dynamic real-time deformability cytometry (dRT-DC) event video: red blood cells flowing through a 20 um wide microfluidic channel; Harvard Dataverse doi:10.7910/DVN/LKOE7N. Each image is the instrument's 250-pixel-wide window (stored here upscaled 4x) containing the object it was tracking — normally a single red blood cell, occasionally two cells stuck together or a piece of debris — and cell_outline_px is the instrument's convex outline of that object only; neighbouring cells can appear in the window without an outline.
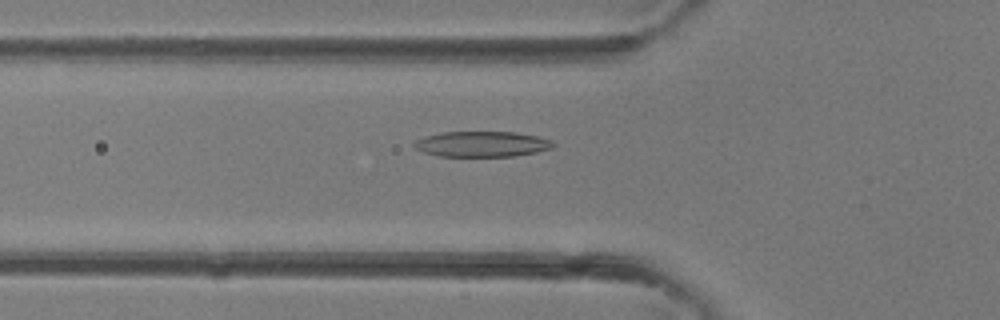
{"species": "common noctule bat (a hibernating species)", "species_latin": "Nyctalus noctula", "temperature_condition": "room temperature", "stored_images_in_passage": 42, "camera_frame_rate_fps": 3000, "um_per_image_px": 0.085, "animal": {"sex": "female"}, "frame": {"image": 1, "passage_image": 15, "time_ms": 4.667, "image_size_px": [1000, 320], "cell_outline_px": [[556, 144], [552, 148], [536, 152], [516, 156], [440, 156], [424, 152], [416, 148], [412, 144], [416, 140], [424, 136], [444, 132], [516, 132], [536, 136], [552, 140]], "centroid_in_image_um": [40.98, 12.24], "position_along_channel_um": 84.8, "area_um2": 20.63}}
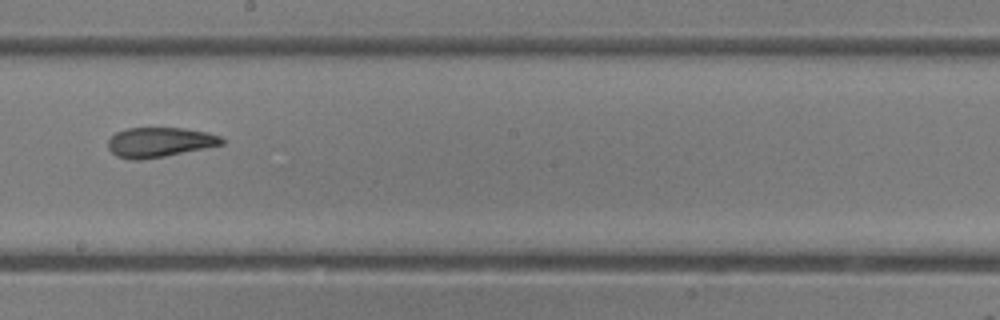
{"frame": {"image": 2, "passage_image": 24, "time_ms": 7.667, "image_size_px": [1000, 320], "cell_outline_px": [[224, 144], [164, 156], [140, 160], [132, 160], [116, 156], [108, 148], [108, 140], [116, 132], [124, 128], [184, 128], [208, 132], [220, 136], [224, 140]], "centroid_in_image_um": [13.55, 12.08], "position_along_channel_um": 234.7, "area_um2": 19.71}}
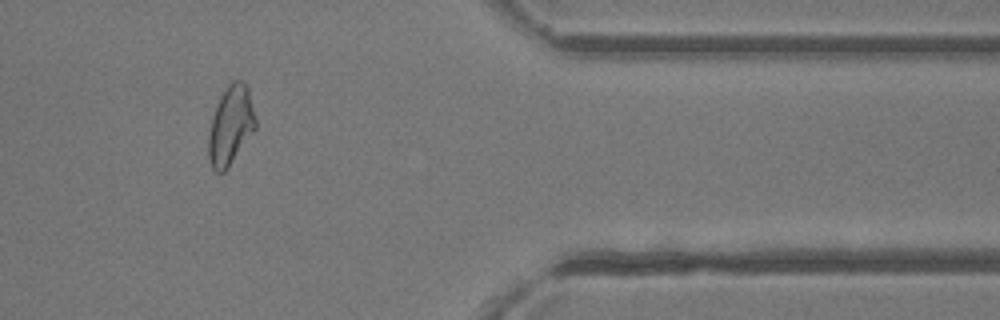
{"frame": {"image": 3, "passage_image": 35, "time_ms": 11.333, "image_size_px": [1000, 320], "cell_outline_px": [[256, 128], [228, 168], [224, 172], [216, 172], [212, 168], [208, 156], [208, 136], [212, 116], [216, 104], [220, 96], [228, 84], [232, 80], [240, 80], [248, 88], [256, 120]], "centroid_in_image_um": [19.59, 10.67], "position_along_channel_um": 391.8, "area_um2": 21.62}}